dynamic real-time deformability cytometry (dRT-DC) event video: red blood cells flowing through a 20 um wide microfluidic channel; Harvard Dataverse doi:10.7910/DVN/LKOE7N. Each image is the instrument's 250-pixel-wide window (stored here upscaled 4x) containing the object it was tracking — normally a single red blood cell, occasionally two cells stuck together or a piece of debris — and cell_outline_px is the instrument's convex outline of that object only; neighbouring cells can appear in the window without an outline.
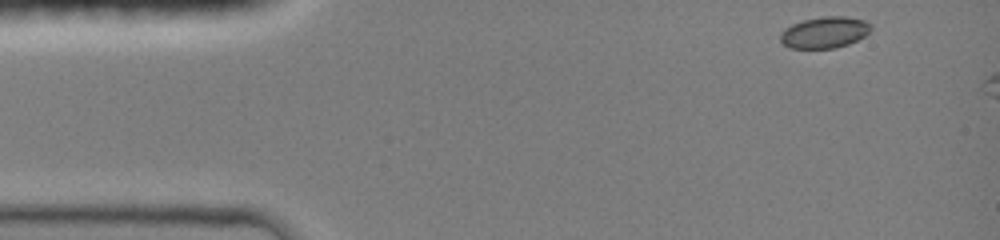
{"species": "common noctule bat (a hibernating species)", "species_latin": "Nyctalus noctula", "temperature_condition": "room temperature", "stored_images_in_passage": 7, "camera_frame_rate_fps": 3000, "um_per_image_px": 0.085, "animal": {"sex": "female", "body_mass_g": 19.0, "forearm_length_mm": 51.5}, "frame": {"image": 1, "passage_image": 1, "time_ms": 0.0, "image_size_px": [1000, 240], "cell_outline_px": [[872, 28], [864, 36], [848, 44], [832, 48], [788, 48], [780, 40], [780, 32], [784, 28], [792, 24], [804, 20], [824, 16], [844, 16], [864, 20], [872, 24]], "centroid_in_image_um": [70.07, 2.75], "position_along_channel_um": 14.9, "area_um2": 16.53}}